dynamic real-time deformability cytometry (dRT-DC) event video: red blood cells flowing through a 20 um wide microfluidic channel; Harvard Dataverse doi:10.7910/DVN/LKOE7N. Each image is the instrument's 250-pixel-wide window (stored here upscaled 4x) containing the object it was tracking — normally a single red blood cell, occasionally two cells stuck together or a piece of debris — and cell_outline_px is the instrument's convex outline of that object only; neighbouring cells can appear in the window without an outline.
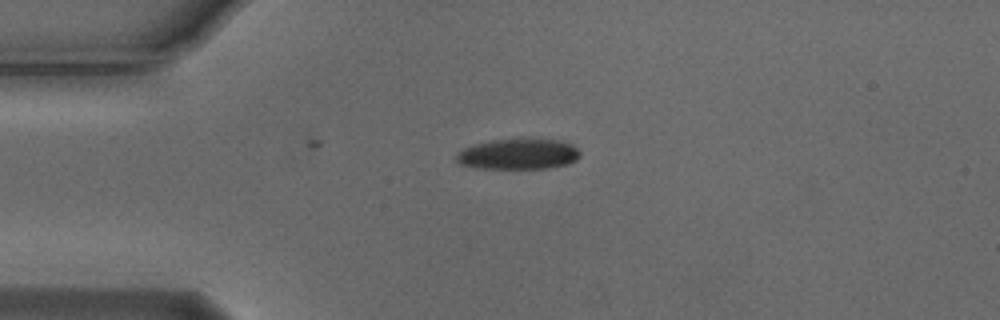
{"species": "Egyptian fruit bat (a non-hibernating species)", "species_latin": "Rousettus aegyptiacus", "temperature_condition": "cold", "stored_images_in_passage": 20, "camera_frame_rate_fps": 3000, "um_per_image_px": 0.085, "animal": {"sex": "male"}, "frame": {"image": 1, "passage_image": 1, "time_ms": 0.0, "image_size_px": [1000, 320], "cell_outline_px": [[580, 156], [576, 160], [568, 164], [548, 168], [480, 168], [460, 164], [456, 160], [456, 152], [472, 144], [496, 140], [564, 140], [572, 144], [580, 152]], "centroid_in_image_um": [44.06, 13.1], "position_along_channel_um": 40.9, "area_um2": 21.85}}
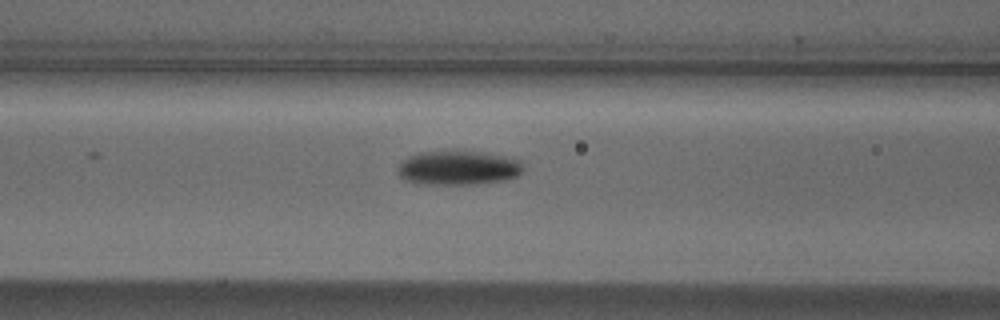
{"frame": {"image": 2, "passage_image": 10, "time_ms": 3.0, "image_size_px": [1000, 320], "cell_outline_px": [[524, 168], [516, 176], [504, 180], [476, 184], [416, 184], [404, 180], [400, 176], [400, 164], [408, 156], [420, 152], [452, 148], [484, 152], [504, 156], [520, 160]], "centroid_in_image_um": [38.94, 14.23], "position_along_channel_um": 127.7, "area_um2": 25.66}}
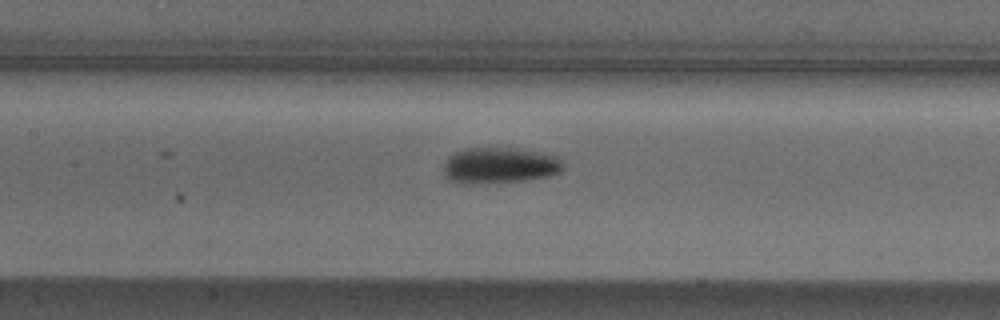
{"frame": {"image": 3, "passage_image": 13, "time_ms": 4.0, "image_size_px": [1000, 320], "cell_outline_px": [[564, 168], [560, 172], [548, 176], [524, 180], [448, 180], [444, 176], [444, 160], [452, 152], [464, 148], [516, 148], [560, 156], [564, 164]], "centroid_in_image_um": [42.52, 13.98], "position_along_channel_um": 164.9, "area_um2": 24.28}}